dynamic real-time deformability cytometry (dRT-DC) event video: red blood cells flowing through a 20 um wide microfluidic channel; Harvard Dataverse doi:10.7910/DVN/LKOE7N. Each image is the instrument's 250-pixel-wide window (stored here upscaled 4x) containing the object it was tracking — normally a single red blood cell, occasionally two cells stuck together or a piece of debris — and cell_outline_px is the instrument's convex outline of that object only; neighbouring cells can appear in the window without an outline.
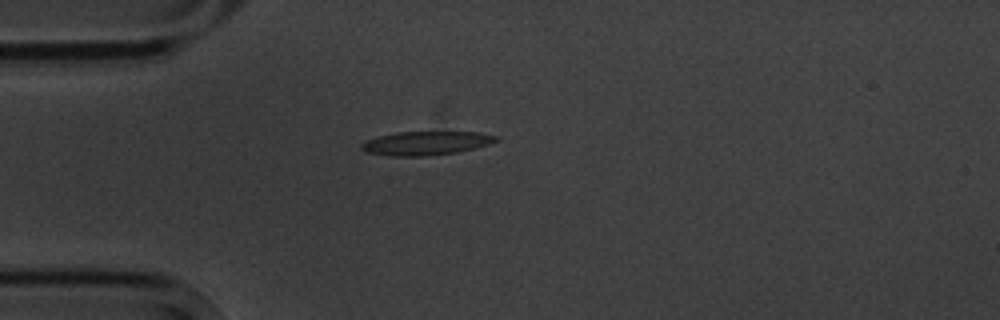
{"species": "common noctule bat (a hibernating species)", "species_latin": "Nyctalus noctula", "temperature_condition": "cold", "stored_images_in_passage": 1, "camera_frame_rate_fps": 3000, "um_per_image_px": 0.085, "animal": {"sex": "male", "body_mass_g": 20.1, "forearm_length_mm": 53.5}, "frame": {"image": 1, "passage_image": 1, "time_ms": 0.0, "image_size_px": [1000, 320], "cell_outline_px": [[500, 140], [476, 148], [456, 152], [420, 156], [392, 156], [368, 152], [360, 148], [360, 144], [376, 136], [396, 132], [480, 132], [500, 136]], "centroid_in_image_um": [36.24, 12.15], "position_along_channel_um": 48.8, "area_um2": 18.61}}